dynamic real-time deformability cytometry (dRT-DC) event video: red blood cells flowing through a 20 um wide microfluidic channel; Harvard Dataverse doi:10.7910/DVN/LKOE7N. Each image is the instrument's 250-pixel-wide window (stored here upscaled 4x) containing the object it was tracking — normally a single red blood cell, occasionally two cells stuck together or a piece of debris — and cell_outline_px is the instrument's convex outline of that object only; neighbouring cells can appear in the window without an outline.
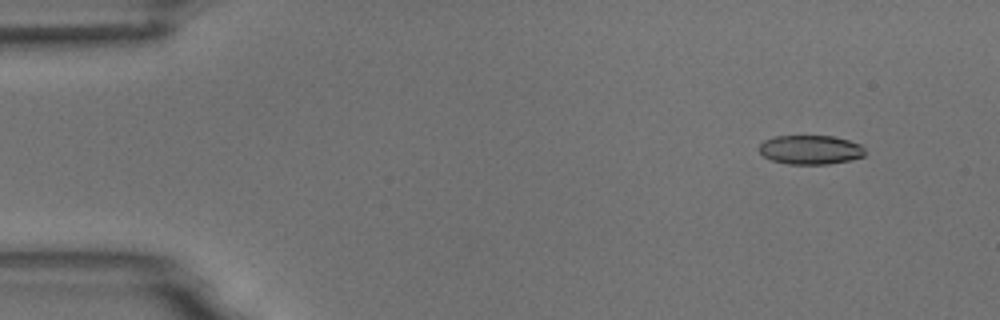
{"species": "common noctule bat (a hibernating species)", "species_latin": "Nyctalus noctula", "temperature_condition": "room temperature", "stored_images_in_passage": 4, "camera_frame_rate_fps": 3000, "um_per_image_px": 0.085, "animal": {"sex": "male", "body_mass_g": 18.8}, "frame": {"image": 1, "passage_image": 1, "time_ms": 0.0, "image_size_px": [1000, 320], "cell_outline_px": [[864, 156], [852, 160], [828, 164], [788, 164], [772, 160], [764, 156], [760, 152], [760, 144], [764, 140], [772, 136], [832, 136], [848, 140], [860, 144], [864, 148]], "centroid_in_image_um": [68.89, 12.73], "position_along_channel_um": 16.1, "area_um2": 17.98}}
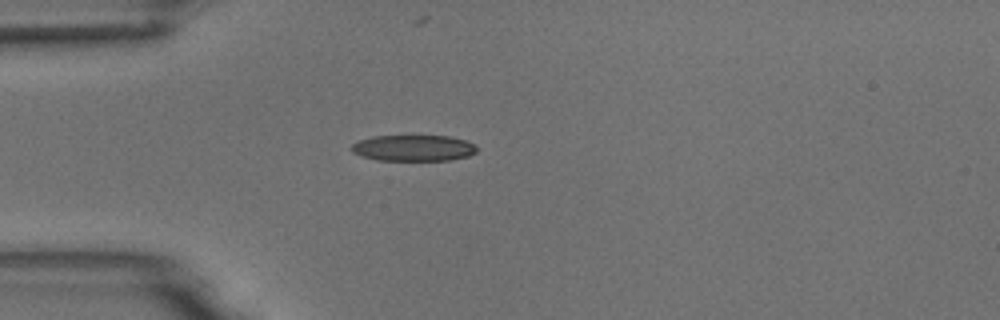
{"frame": {"image": 2, "passage_image": 4, "time_ms": 3.333, "image_size_px": [1000, 320], "cell_outline_px": [[476, 152], [468, 156], [448, 160], [376, 160], [352, 152], [352, 144], [360, 140], [372, 136], [448, 136], [464, 140], [476, 144]], "centroid_in_image_um": [35.16, 12.58], "position_along_channel_um": 49.8, "area_um2": 18.9}}